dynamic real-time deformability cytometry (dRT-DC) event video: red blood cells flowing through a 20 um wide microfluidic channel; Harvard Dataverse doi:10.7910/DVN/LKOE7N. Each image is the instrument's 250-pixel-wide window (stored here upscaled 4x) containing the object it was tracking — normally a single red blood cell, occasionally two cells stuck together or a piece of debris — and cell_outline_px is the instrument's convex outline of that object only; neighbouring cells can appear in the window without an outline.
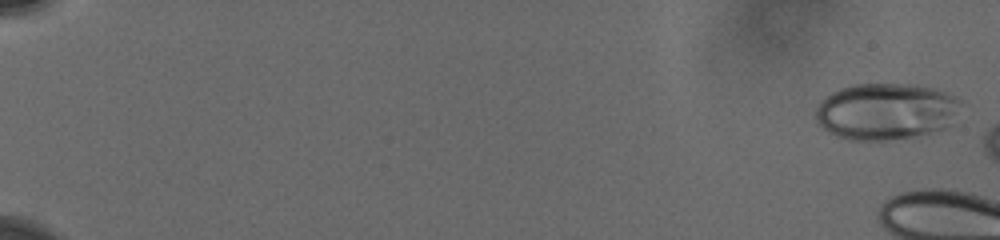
{"species": "human", "species_latin": "Homo sapiens", "temperature_condition": "cold", "stored_images_in_passage": 12, "camera_frame_rate_fps": 3000, "um_per_image_px": 0.085, "donor": {"sex": "male"}, "frame": {"image": 1, "passage_image": 1, "time_ms": 0.0, "image_size_px": [1000, 240], "cell_outline_px": [[960, 100], [948, 128], [888, 140], [848, 140], [836, 136], [828, 132], [816, 124], [816, 108], [824, 96], [840, 88], [852, 84], [916, 84], [932, 88], [956, 96]], "centroid_in_image_um": [75.22, 9.46], "position_along_channel_um": 9.8, "area_um2": 47.69}}